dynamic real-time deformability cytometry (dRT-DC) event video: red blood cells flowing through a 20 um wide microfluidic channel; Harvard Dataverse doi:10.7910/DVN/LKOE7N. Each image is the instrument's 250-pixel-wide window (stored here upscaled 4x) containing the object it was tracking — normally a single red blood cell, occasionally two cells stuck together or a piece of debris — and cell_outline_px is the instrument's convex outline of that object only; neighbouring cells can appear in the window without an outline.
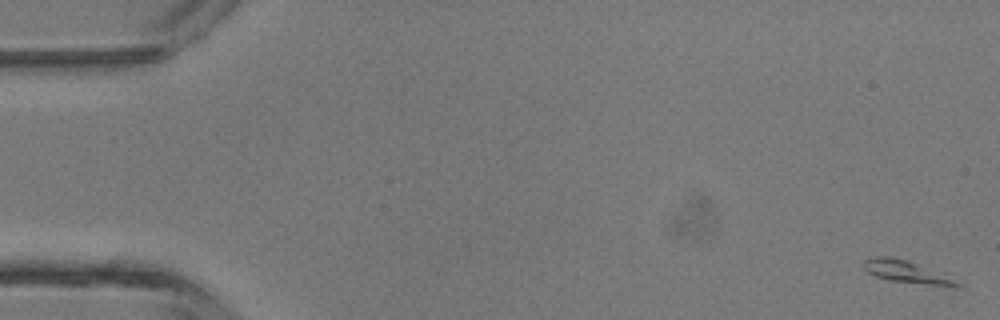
{"species": "common noctule bat (a hibernating species)", "species_latin": "Nyctalus noctula", "temperature_condition": "room temperature", "stored_images_in_passage": 46, "camera_frame_rate_fps": 3000, "um_per_image_px": 0.085, "animal": {"sex": "male", "body_mass_g": 13.3}, "frame": {"image": 1, "passage_image": 1, "time_ms": 0.0, "image_size_px": [1000, 320], "cell_outline_px": [[964, 284], [932, 284], [892, 280], [876, 276], [868, 272], [864, 268], [864, 260], [876, 256], [888, 256], [908, 260], [952, 272]], "centroid_in_image_um": [77.23, 23.05], "position_along_channel_um": 7.8, "area_um2": 12.43}}
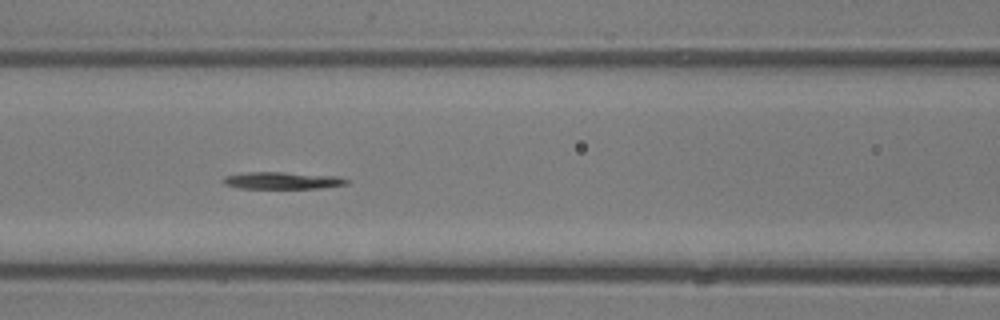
{"frame": {"image": 2, "passage_image": 20, "time_ms": 6.333, "image_size_px": [1000, 320], "cell_outline_px": [[348, 184], [320, 188], [240, 188], [224, 184], [224, 176], [244, 172], [284, 172], [340, 176], [348, 180]], "centroid_in_image_um": [24.03, 15.33], "position_along_channel_um": 142.6, "area_um2": 12.25}}
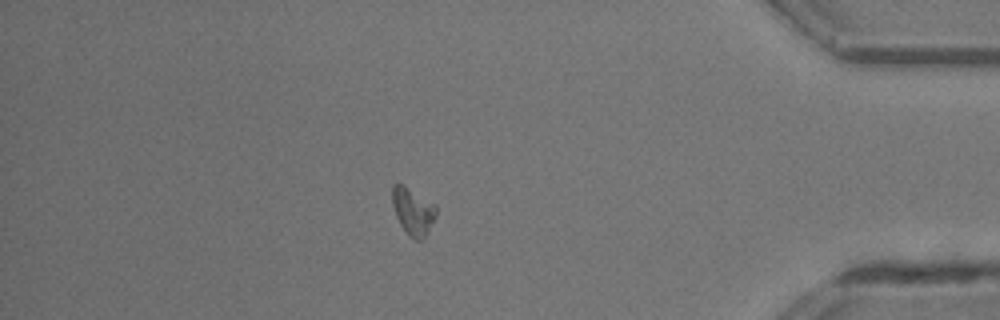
{"frame": {"image": 3, "passage_image": 40, "time_ms": 13.0, "image_size_px": [1000, 320], "cell_outline_px": [[436, 216], [424, 240], [416, 240], [408, 236], [400, 224], [396, 216], [392, 204], [392, 184], [404, 184], [436, 204]], "centroid_in_image_um": [35.11, 17.96], "position_along_channel_um": 400.1, "area_um2": 12.31}}